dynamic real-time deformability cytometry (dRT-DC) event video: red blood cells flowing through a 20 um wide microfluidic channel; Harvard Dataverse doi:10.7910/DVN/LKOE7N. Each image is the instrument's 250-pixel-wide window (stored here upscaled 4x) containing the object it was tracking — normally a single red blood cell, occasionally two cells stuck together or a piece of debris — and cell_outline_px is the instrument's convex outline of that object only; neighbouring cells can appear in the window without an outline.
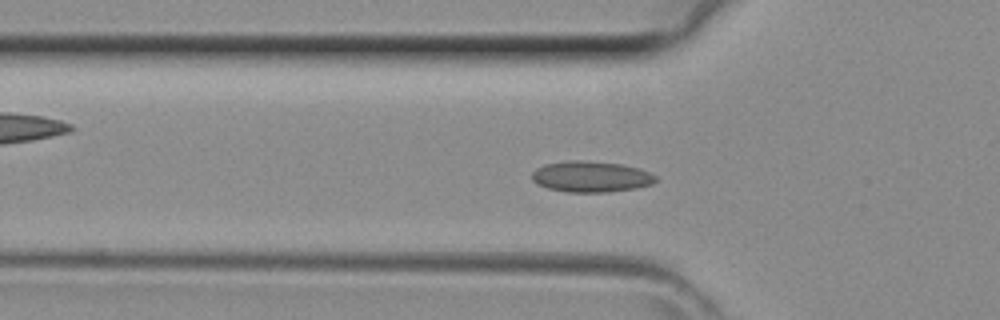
{"species": "common noctule bat (a hibernating species)", "species_latin": "Nyctalus noctula", "temperature_condition": "room temperature", "stored_images_in_passage": 29, "camera_frame_rate_fps": 3000, "um_per_image_px": 0.085, "animal": {"sex": "female", "body_mass_g": 29.2, "forearm_length_mm": 56.3}, "frame": {"image": 1, "passage_image": 10, "time_ms": 3.0, "image_size_px": [1000, 320], "cell_outline_px": [[656, 180], [652, 184], [636, 188], [608, 192], [568, 192], [548, 188], [536, 184], [532, 180], [532, 172], [536, 168], [544, 164], [568, 160], [580, 160], [620, 164], [640, 168], [656, 176]], "centroid_in_image_um": [50.21, 15.01], "position_along_channel_um": 75.6, "area_um2": 22.37}}
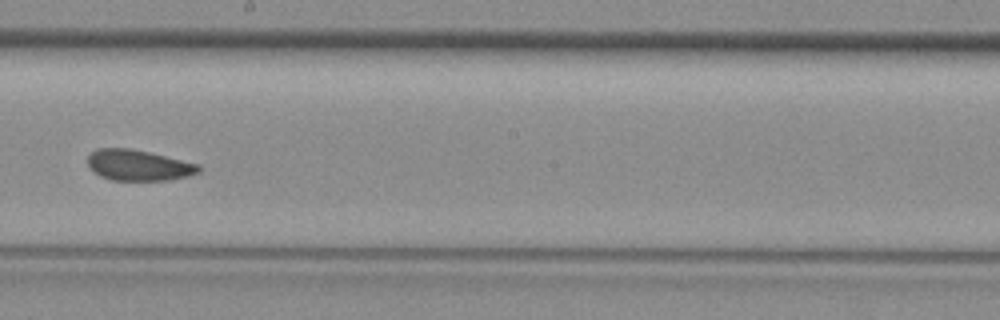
{"frame": {"image": 2, "passage_image": 20, "time_ms": 6.333, "image_size_px": [1000, 320], "cell_outline_px": [[200, 172], [188, 176], [168, 180], [112, 180], [100, 176], [92, 172], [88, 168], [88, 156], [96, 148], [132, 148], [200, 164]], "centroid_in_image_um": [11.75, 14.04], "position_along_channel_um": 236.5, "area_um2": 20.11}}
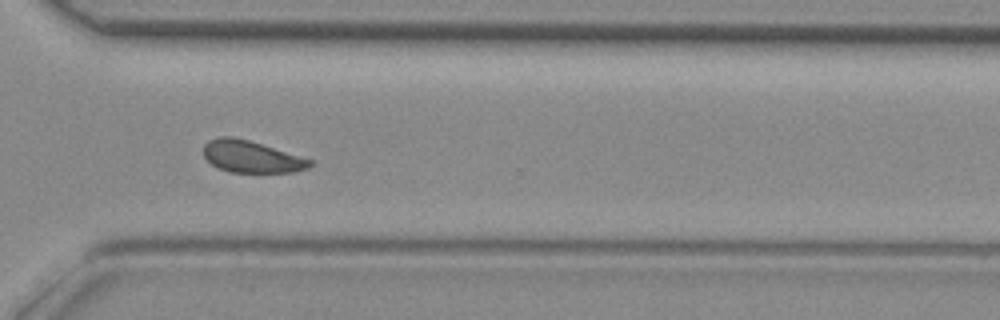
{"frame": {"image": 3, "passage_image": 27, "time_ms": 8.667, "image_size_px": [1000, 320], "cell_outline_px": [[312, 164], [308, 168], [292, 172], [228, 172], [212, 164], [204, 156], [204, 144], [208, 140], [220, 136], [232, 136], [248, 140], [312, 160]], "centroid_in_image_um": [21.33, 13.31], "position_along_channel_um": 349.3, "area_um2": 19.48}}